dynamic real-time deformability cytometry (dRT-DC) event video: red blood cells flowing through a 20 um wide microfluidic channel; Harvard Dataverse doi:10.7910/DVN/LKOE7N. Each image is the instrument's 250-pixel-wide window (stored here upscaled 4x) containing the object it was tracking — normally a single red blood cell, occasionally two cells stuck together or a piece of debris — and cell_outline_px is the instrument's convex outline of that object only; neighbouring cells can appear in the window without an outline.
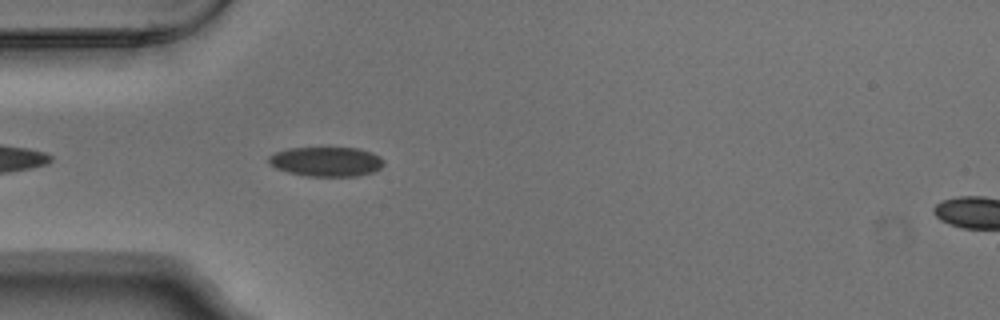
{"species": "Egyptian fruit bat (a non-hibernating species)", "species_latin": "Rousettus aegyptiacus", "temperature_condition": "warm", "stored_images_in_passage": 5, "segment_of_instrument_passage": [1, 2], "camera_frame_rate_fps": 3000, "um_per_image_px": 0.085, "animal": {"sex": "male"}, "frame": {"image": 1, "passage_image": 4, "time_ms": 1.0, "image_size_px": [1000, 320], "cell_outline_px": [[384, 164], [380, 168], [372, 172], [356, 176], [308, 176], [288, 172], [276, 168], [268, 160], [268, 156], [276, 152], [288, 148], [360, 148], [372, 152], [380, 156], [384, 160]], "centroid_in_image_um": [27.77, 13.73], "position_along_channel_um": 57.2, "area_um2": 19.77}}